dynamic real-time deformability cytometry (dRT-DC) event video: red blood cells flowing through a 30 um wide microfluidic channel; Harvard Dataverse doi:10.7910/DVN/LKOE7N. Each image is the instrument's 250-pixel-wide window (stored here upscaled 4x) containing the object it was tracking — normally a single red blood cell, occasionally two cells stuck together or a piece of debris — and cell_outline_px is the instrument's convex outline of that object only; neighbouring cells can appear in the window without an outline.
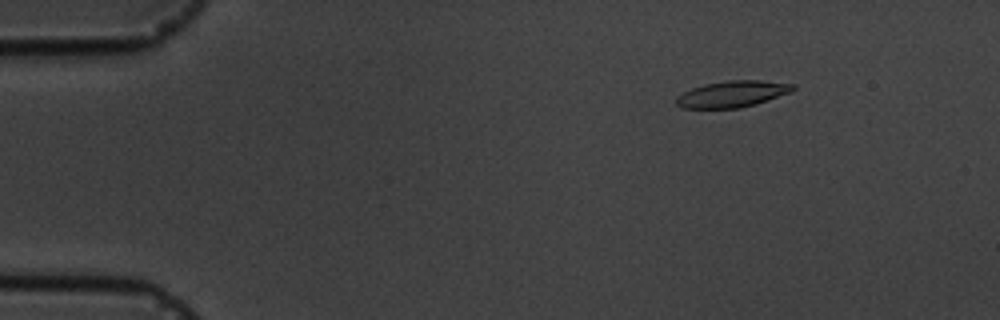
{"species": "common noctule bat (a hibernating species)", "species_latin": "Nyctalus noctula", "temperature_condition": "cold", "stored_images_in_passage": 6, "camera_frame_rate_fps": 3000, "um_per_image_px": 0.085, "animal": {"sex": "male", "body_mass_g": 19.5, "forearm_length_mm": 54.6}, "frame": {"image": 1, "passage_image": 3, "time_ms": 2.0, "image_size_px": [1000, 320], "cell_outline_px": [[796, 88], [792, 92], [756, 104], [740, 108], [680, 108], [676, 104], [676, 96], [692, 88], [704, 84], [728, 80], [760, 80], [796, 84]], "centroid_in_image_um": [62.27, 7.99], "position_along_channel_um": 22.7, "area_um2": 18.09}}
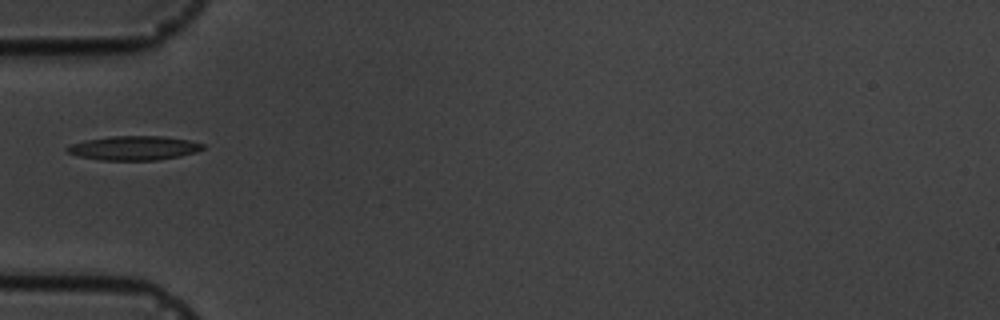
{"frame": {"image": 2, "passage_image": 6, "time_ms": 5.667, "image_size_px": [1000, 320], "cell_outline_px": [[204, 148], [196, 152], [180, 156], [156, 160], [100, 160], [76, 156], [68, 152], [64, 148], [72, 144], [84, 140], [112, 136], [164, 136], [188, 140], [204, 144]], "centroid_in_image_um": [11.36, 12.58], "position_along_channel_um": 73.6, "area_um2": 19.13}}